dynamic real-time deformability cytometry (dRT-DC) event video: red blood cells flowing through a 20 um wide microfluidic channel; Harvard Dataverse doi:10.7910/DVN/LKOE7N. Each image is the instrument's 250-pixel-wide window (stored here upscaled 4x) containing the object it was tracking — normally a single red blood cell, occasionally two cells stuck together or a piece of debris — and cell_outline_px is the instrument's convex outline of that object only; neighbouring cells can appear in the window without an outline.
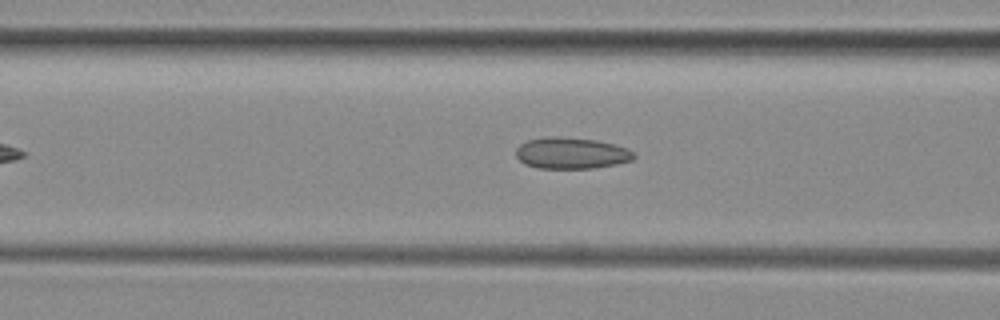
{"species": "common noctule bat (a hibernating species)", "species_latin": "Nyctalus noctula", "temperature_condition": "room temperature", "stored_images_in_passage": 35, "camera_frame_rate_fps": 3000, "um_per_image_px": 0.085, "animal": {"sex": "female", "body_mass_g": 29.2, "forearm_length_mm": 56.3}, "frame": {"image": 1, "passage_image": 13, "time_ms": 4.0, "image_size_px": [1000, 320], "cell_outline_px": [[636, 156], [632, 160], [616, 164], [592, 168], [540, 168], [524, 164], [516, 156], [516, 148], [520, 144], [528, 140], [544, 136], [552, 136], [596, 140], [628, 148], [636, 152]], "centroid_in_image_um": [48.56, 13.01], "position_along_channel_um": 118.0, "area_um2": 21.56}}
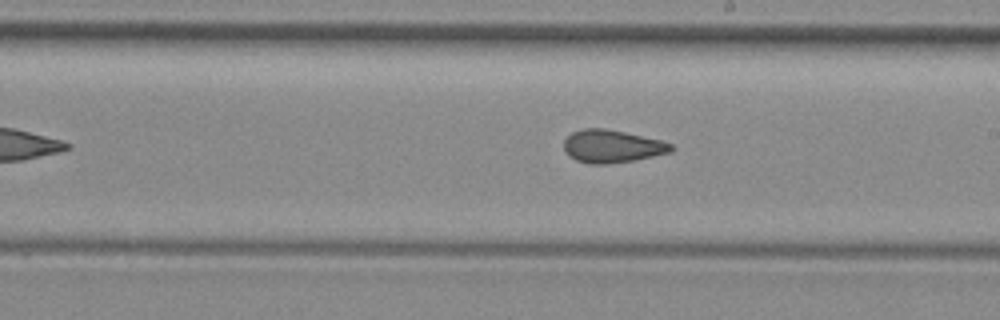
{"frame": {"image": 2, "passage_image": 22, "time_ms": 7.0, "image_size_px": [1000, 320], "cell_outline_px": [[676, 148], [672, 152], [632, 160], [604, 164], [588, 164], [576, 160], [568, 156], [564, 148], [564, 140], [572, 132], [584, 128], [604, 128], [624, 132], [660, 140], [672, 144]], "centroid_in_image_um": [52.01, 12.43], "position_along_channel_um": 237.0, "area_um2": 20.4}}
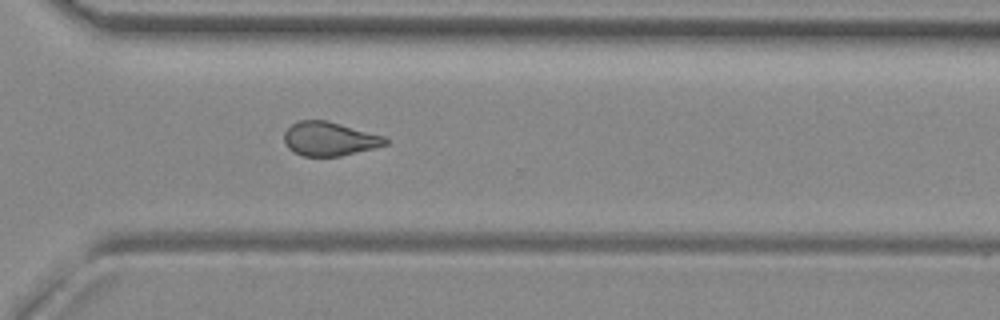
{"frame": {"image": 3, "passage_image": 30, "time_ms": 9.667, "image_size_px": [1000, 320], "cell_outline_px": [[388, 144], [340, 156], [304, 156], [292, 152], [284, 144], [284, 132], [292, 124], [300, 120], [328, 120], [384, 136], [388, 140]], "centroid_in_image_um": [27.97, 11.8], "position_along_channel_um": 342.6, "area_um2": 20.0}}